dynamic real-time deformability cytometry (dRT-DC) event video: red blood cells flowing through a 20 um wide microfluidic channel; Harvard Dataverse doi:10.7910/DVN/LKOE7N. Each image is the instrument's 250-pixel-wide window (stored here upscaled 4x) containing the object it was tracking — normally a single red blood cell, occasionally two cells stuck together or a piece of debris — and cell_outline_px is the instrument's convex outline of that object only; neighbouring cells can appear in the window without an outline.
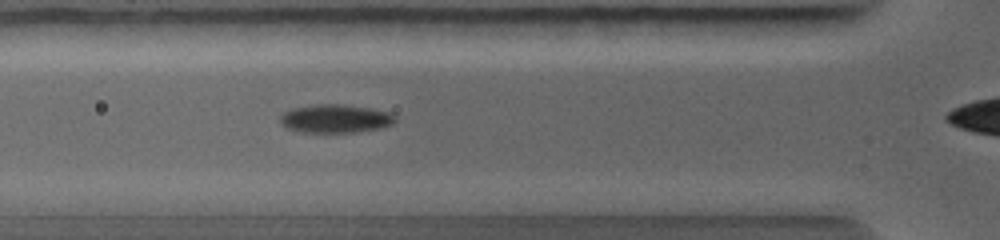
{"species": "common noctule bat (a hibernating species)", "species_latin": "Nyctalus noctula", "temperature_condition": "warm", "stored_images_in_passage": 12, "camera_frame_rate_fps": 5000, "um_per_image_px": 0.085, "animal": {"sex": "female", "body_mass_g": 19.0, "forearm_length_mm": 56.7}, "frame": {"image": 1, "passage_image": 4, "time_ms": 1.2, "image_size_px": [1000, 240], "cell_outline_px": [[396, 120], [392, 124], [380, 128], [356, 132], [300, 132], [288, 128], [280, 120], [280, 116], [284, 112], [292, 108], [316, 104], [340, 104], [372, 108], [388, 112], [396, 116]], "centroid_in_image_um": [28.53, 10.07], "position_along_channel_um": 97.3, "area_um2": 18.96}}
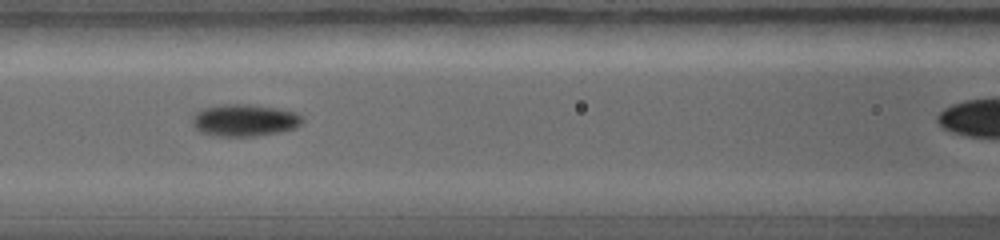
{"frame": {"image": 2, "passage_image": 6, "time_ms": 2.0, "image_size_px": [1000, 240], "cell_outline_px": [[304, 120], [296, 128], [280, 132], [256, 136], [212, 136], [200, 132], [192, 124], [192, 116], [196, 112], [204, 108], [220, 104], [256, 104], [280, 108], [296, 112]], "centroid_in_image_um": [20.78, 10.21], "position_along_channel_um": 145.8, "area_um2": 20.92}}
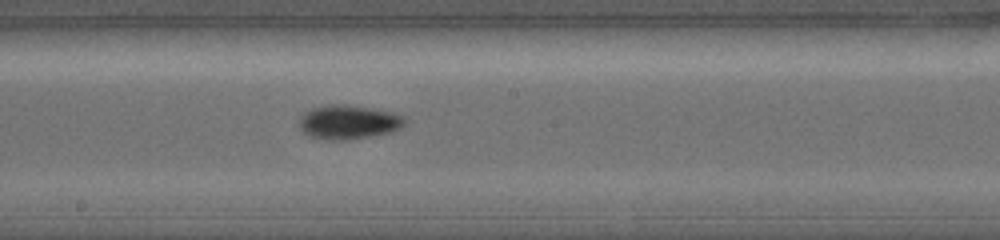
{"frame": {"image": 3, "passage_image": 9, "time_ms": 3.2, "image_size_px": [1000, 240], "cell_outline_px": [[404, 124], [400, 128], [392, 132], [348, 140], [332, 140], [308, 136], [300, 128], [300, 120], [304, 112], [312, 108], [328, 104], [340, 104], [368, 108], [388, 112], [404, 116]], "centroid_in_image_um": [29.59, 10.39], "position_along_channel_um": 218.6, "area_um2": 20.63}}